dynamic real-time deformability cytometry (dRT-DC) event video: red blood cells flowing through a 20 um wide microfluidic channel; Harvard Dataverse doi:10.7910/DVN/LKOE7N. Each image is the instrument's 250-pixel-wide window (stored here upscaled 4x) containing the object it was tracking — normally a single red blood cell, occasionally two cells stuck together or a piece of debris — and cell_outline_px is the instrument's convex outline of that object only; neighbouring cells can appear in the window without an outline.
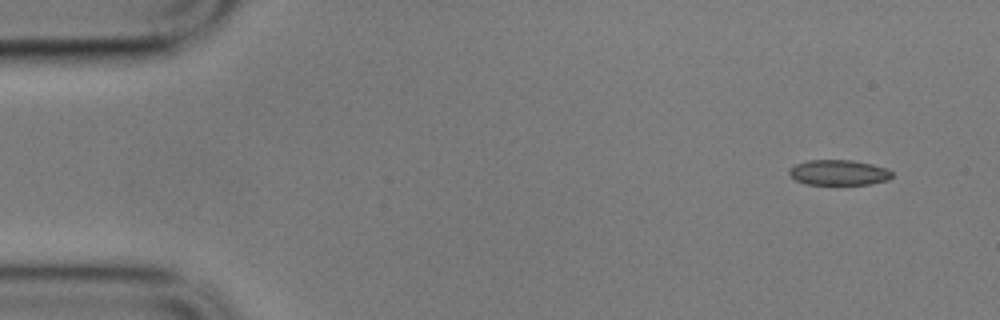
{"species": "common noctule bat (a hibernating species)", "species_latin": "Nyctalus noctula", "temperature_condition": "cold", "stored_images_in_passage": 5, "camera_frame_rate_fps": 3000, "um_per_image_px": 0.085, "animal": {"sex": "male", "body_mass_g": 17.9}, "frame": {"image": 1, "passage_image": 1, "time_ms": 0.0, "image_size_px": [1000, 320], "cell_outline_px": [[892, 176], [888, 180], [872, 184], [808, 184], [796, 180], [788, 172], [788, 168], [796, 164], [808, 160], [852, 160], [872, 164], [888, 168], [892, 172]], "centroid_in_image_um": [71.31, 14.66], "position_along_channel_um": 13.7, "area_um2": 15.2}}
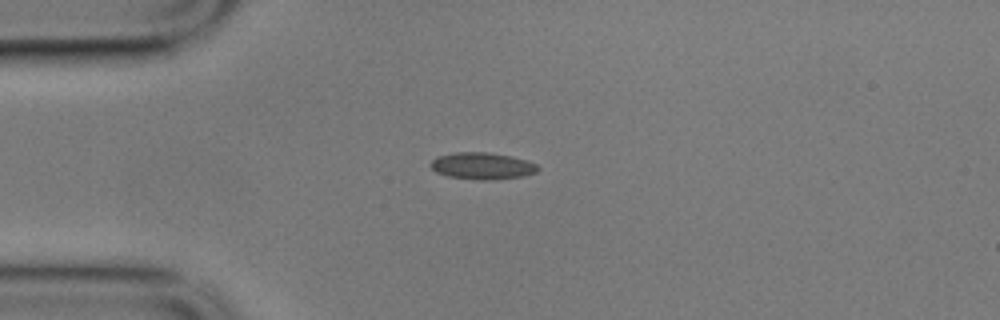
{"frame": {"image": 2, "passage_image": 4, "time_ms": 1.0, "image_size_px": [1000, 320], "cell_outline_px": [[540, 168], [536, 172], [524, 176], [488, 180], [480, 180], [448, 176], [436, 172], [428, 164], [436, 156], [456, 152], [488, 152], [512, 156], [528, 160], [536, 164]], "centroid_in_image_um": [40.99, 14.09], "position_along_channel_um": 44.0, "area_um2": 16.88}}